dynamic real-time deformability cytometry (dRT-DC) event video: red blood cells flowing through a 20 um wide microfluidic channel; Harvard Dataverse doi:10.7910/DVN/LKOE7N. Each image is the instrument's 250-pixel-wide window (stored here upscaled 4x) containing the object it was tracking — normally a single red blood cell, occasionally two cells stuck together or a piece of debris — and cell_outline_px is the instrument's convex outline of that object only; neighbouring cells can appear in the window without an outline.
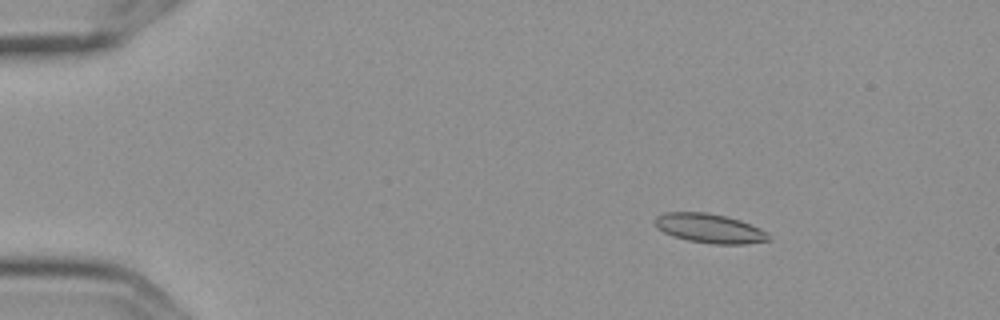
{"species": "Egyptian fruit bat (a non-hibernating species)", "species_latin": "Rousettus aegyptiacus", "temperature_condition": "cold", "stored_images_in_passage": 6, "camera_frame_rate_fps": 3000, "um_per_image_px": 0.085, "frame": {"image": 1, "passage_image": 2, "time_ms": 0.333, "image_size_px": [1000, 320], "cell_outline_px": [[772, 240], [744, 244], [716, 244], [688, 240], [672, 236], [656, 228], [656, 216], [664, 212], [708, 212], [728, 216], [740, 220], [760, 228], [768, 232], [772, 236]], "centroid_in_image_um": [60.36, 19.4], "position_along_channel_um": 24.6, "area_um2": 19.59}}
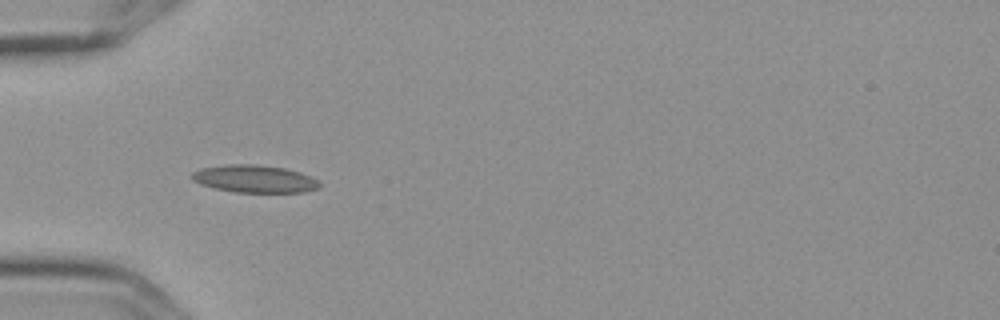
{"frame": {"image": 2, "passage_image": 5, "time_ms": 1.333, "image_size_px": [1000, 320], "cell_outline_px": [[320, 184], [316, 188], [304, 192], [236, 192], [216, 188], [200, 184], [192, 180], [188, 176], [192, 172], [200, 168], [224, 164], [256, 164], [284, 168], [300, 172], [316, 180]], "centroid_in_image_um": [21.55, 15.19], "position_along_channel_um": 63.5, "area_um2": 20.4}}
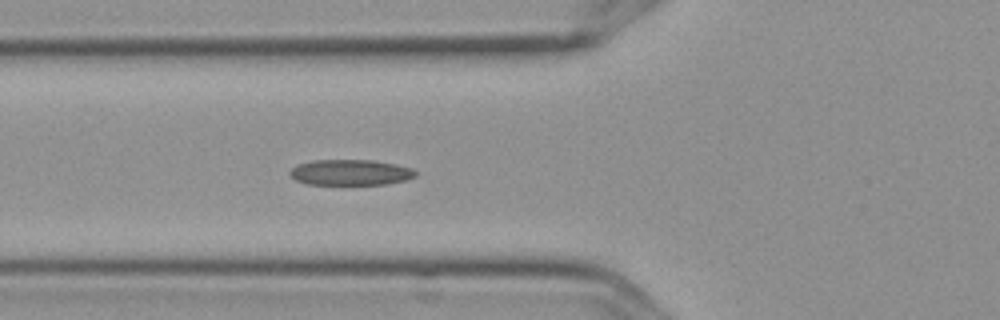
{"frame": {"image": 3, "passage_image": 6, "time_ms": 1.667, "image_size_px": [1000, 320], "cell_outline_px": [[416, 176], [408, 180], [388, 184], [308, 184], [296, 180], [288, 172], [292, 168], [300, 164], [312, 160], [372, 160], [396, 164], [412, 168], [416, 172]], "centroid_in_image_um": [29.83, 14.65], "position_along_channel_um": 96.0, "area_um2": 18.79}}